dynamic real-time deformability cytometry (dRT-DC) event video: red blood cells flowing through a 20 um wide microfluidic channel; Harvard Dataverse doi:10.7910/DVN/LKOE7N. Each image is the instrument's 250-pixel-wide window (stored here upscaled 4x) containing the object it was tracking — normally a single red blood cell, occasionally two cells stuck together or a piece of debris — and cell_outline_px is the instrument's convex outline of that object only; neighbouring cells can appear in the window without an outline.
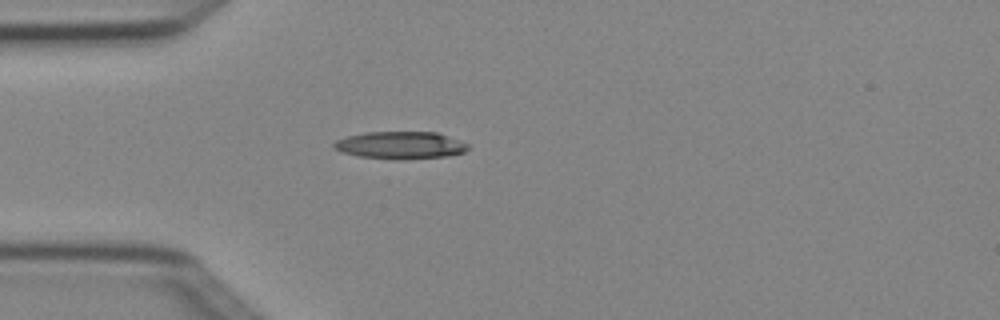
{"species": "Egyptian fruit bat (a non-hibernating species)", "species_latin": "Rousettus aegyptiacus", "temperature_condition": "cold", "stored_images_in_passage": 1, "camera_frame_rate_fps": 3000, "um_per_image_px": 0.085, "animal": {"sex": "female"}, "frame": {"image": 1, "passage_image": 1, "time_ms": 0.0, "image_size_px": [1000, 320], "cell_outline_px": [[468, 148], [464, 152], [448, 156], [400, 160], [392, 160], [356, 156], [340, 152], [332, 148], [332, 144], [336, 140], [348, 136], [364, 132], [436, 132], [460, 140], [468, 144]], "centroid_in_image_um": [33.99, 12.36], "position_along_channel_um": 51.0, "area_um2": 21.73}}